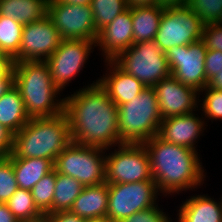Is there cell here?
I'll return each instance as SVG.
<instances>
[{
    "instance_id": "6da1fadb",
    "label": "cell",
    "mask_w": 222,
    "mask_h": 222,
    "mask_svg": "<svg viewBox=\"0 0 222 222\" xmlns=\"http://www.w3.org/2000/svg\"><path fill=\"white\" fill-rule=\"evenodd\" d=\"M64 113L71 142L108 152L123 144L118 130V106L97 80L64 97Z\"/></svg>"
},
{
    "instance_id": "7a4b0ae2",
    "label": "cell",
    "mask_w": 222,
    "mask_h": 222,
    "mask_svg": "<svg viewBox=\"0 0 222 222\" xmlns=\"http://www.w3.org/2000/svg\"><path fill=\"white\" fill-rule=\"evenodd\" d=\"M142 144L149 156L153 180L164 197L193 191L204 184L206 173L197 150L166 142L157 135Z\"/></svg>"
},
{
    "instance_id": "3957f363",
    "label": "cell",
    "mask_w": 222,
    "mask_h": 222,
    "mask_svg": "<svg viewBox=\"0 0 222 222\" xmlns=\"http://www.w3.org/2000/svg\"><path fill=\"white\" fill-rule=\"evenodd\" d=\"M13 72L14 86L20 91L29 118L64 112V98L58 97L61 92L53 83L46 61L16 62Z\"/></svg>"
},
{
    "instance_id": "277c9868",
    "label": "cell",
    "mask_w": 222,
    "mask_h": 222,
    "mask_svg": "<svg viewBox=\"0 0 222 222\" xmlns=\"http://www.w3.org/2000/svg\"><path fill=\"white\" fill-rule=\"evenodd\" d=\"M70 142L69 123L64 112L51 117L30 118L22 129L13 134L10 156L55 161Z\"/></svg>"
},
{
    "instance_id": "5b68a950",
    "label": "cell",
    "mask_w": 222,
    "mask_h": 222,
    "mask_svg": "<svg viewBox=\"0 0 222 222\" xmlns=\"http://www.w3.org/2000/svg\"><path fill=\"white\" fill-rule=\"evenodd\" d=\"M161 121L155 90L146 86L131 101L118 106L120 141L142 144L158 134Z\"/></svg>"
},
{
    "instance_id": "8992f818",
    "label": "cell",
    "mask_w": 222,
    "mask_h": 222,
    "mask_svg": "<svg viewBox=\"0 0 222 222\" xmlns=\"http://www.w3.org/2000/svg\"><path fill=\"white\" fill-rule=\"evenodd\" d=\"M103 148L70 142L54 161L56 173L71 176L83 186L106 182L105 153Z\"/></svg>"
},
{
    "instance_id": "52a82bcc",
    "label": "cell",
    "mask_w": 222,
    "mask_h": 222,
    "mask_svg": "<svg viewBox=\"0 0 222 222\" xmlns=\"http://www.w3.org/2000/svg\"><path fill=\"white\" fill-rule=\"evenodd\" d=\"M113 61L147 87H153L171 75L166 54L155 40L133 44Z\"/></svg>"
},
{
    "instance_id": "ba28073f",
    "label": "cell",
    "mask_w": 222,
    "mask_h": 222,
    "mask_svg": "<svg viewBox=\"0 0 222 222\" xmlns=\"http://www.w3.org/2000/svg\"><path fill=\"white\" fill-rule=\"evenodd\" d=\"M108 195L106 217L112 222H121L134 213L158 205L157 199L160 192L152 179L108 184Z\"/></svg>"
},
{
    "instance_id": "9c48e42d",
    "label": "cell",
    "mask_w": 222,
    "mask_h": 222,
    "mask_svg": "<svg viewBox=\"0 0 222 222\" xmlns=\"http://www.w3.org/2000/svg\"><path fill=\"white\" fill-rule=\"evenodd\" d=\"M105 154L106 183L152 180L148 153L143 144L123 143Z\"/></svg>"
},
{
    "instance_id": "30bf717a",
    "label": "cell",
    "mask_w": 222,
    "mask_h": 222,
    "mask_svg": "<svg viewBox=\"0 0 222 222\" xmlns=\"http://www.w3.org/2000/svg\"><path fill=\"white\" fill-rule=\"evenodd\" d=\"M204 23L186 5L164 8L155 43L163 52L201 40Z\"/></svg>"
},
{
    "instance_id": "8fae6325",
    "label": "cell",
    "mask_w": 222,
    "mask_h": 222,
    "mask_svg": "<svg viewBox=\"0 0 222 222\" xmlns=\"http://www.w3.org/2000/svg\"><path fill=\"white\" fill-rule=\"evenodd\" d=\"M93 47H97L95 41L62 39L59 47L46 60L53 83L61 92L83 70L94 51Z\"/></svg>"
},
{
    "instance_id": "7c38bea8",
    "label": "cell",
    "mask_w": 222,
    "mask_h": 222,
    "mask_svg": "<svg viewBox=\"0 0 222 222\" xmlns=\"http://www.w3.org/2000/svg\"><path fill=\"white\" fill-rule=\"evenodd\" d=\"M62 39H83L97 41L91 5L58 3L49 0L48 14Z\"/></svg>"
},
{
    "instance_id": "4fadbf2b",
    "label": "cell",
    "mask_w": 222,
    "mask_h": 222,
    "mask_svg": "<svg viewBox=\"0 0 222 222\" xmlns=\"http://www.w3.org/2000/svg\"><path fill=\"white\" fill-rule=\"evenodd\" d=\"M207 50L202 40L170 48L165 54L171 75L198 92L203 90L207 86L205 73Z\"/></svg>"
},
{
    "instance_id": "5bb4252c",
    "label": "cell",
    "mask_w": 222,
    "mask_h": 222,
    "mask_svg": "<svg viewBox=\"0 0 222 222\" xmlns=\"http://www.w3.org/2000/svg\"><path fill=\"white\" fill-rule=\"evenodd\" d=\"M62 38L46 16L33 23L24 25L21 45L14 63L23 61H46L59 47Z\"/></svg>"
},
{
    "instance_id": "9a60e30c",
    "label": "cell",
    "mask_w": 222,
    "mask_h": 222,
    "mask_svg": "<svg viewBox=\"0 0 222 222\" xmlns=\"http://www.w3.org/2000/svg\"><path fill=\"white\" fill-rule=\"evenodd\" d=\"M162 120L199 109V92L170 75L153 86ZM198 108V109H196Z\"/></svg>"
},
{
    "instance_id": "2e32d148",
    "label": "cell",
    "mask_w": 222,
    "mask_h": 222,
    "mask_svg": "<svg viewBox=\"0 0 222 222\" xmlns=\"http://www.w3.org/2000/svg\"><path fill=\"white\" fill-rule=\"evenodd\" d=\"M132 25L131 8H127L99 31L96 46L105 61L115 60L134 44Z\"/></svg>"
},
{
    "instance_id": "e0dca14e",
    "label": "cell",
    "mask_w": 222,
    "mask_h": 222,
    "mask_svg": "<svg viewBox=\"0 0 222 222\" xmlns=\"http://www.w3.org/2000/svg\"><path fill=\"white\" fill-rule=\"evenodd\" d=\"M205 125L204 117L200 118L194 112L168 117L161 121L157 136L166 142L196 150L195 144L203 136Z\"/></svg>"
},
{
    "instance_id": "ac0fdd59",
    "label": "cell",
    "mask_w": 222,
    "mask_h": 222,
    "mask_svg": "<svg viewBox=\"0 0 222 222\" xmlns=\"http://www.w3.org/2000/svg\"><path fill=\"white\" fill-rule=\"evenodd\" d=\"M105 75L97 79L110 99L120 106L136 97L146 86L134 76L126 73L114 61H105ZM107 63V64H106ZM109 72V73H108Z\"/></svg>"
},
{
    "instance_id": "d6986e66",
    "label": "cell",
    "mask_w": 222,
    "mask_h": 222,
    "mask_svg": "<svg viewBox=\"0 0 222 222\" xmlns=\"http://www.w3.org/2000/svg\"><path fill=\"white\" fill-rule=\"evenodd\" d=\"M193 195L180 205L178 222H222V197L220 201L208 194Z\"/></svg>"
},
{
    "instance_id": "ffe728a7",
    "label": "cell",
    "mask_w": 222,
    "mask_h": 222,
    "mask_svg": "<svg viewBox=\"0 0 222 222\" xmlns=\"http://www.w3.org/2000/svg\"><path fill=\"white\" fill-rule=\"evenodd\" d=\"M108 183L84 186L70 212L84 219L106 217L108 209Z\"/></svg>"
},
{
    "instance_id": "44dd1931",
    "label": "cell",
    "mask_w": 222,
    "mask_h": 222,
    "mask_svg": "<svg viewBox=\"0 0 222 222\" xmlns=\"http://www.w3.org/2000/svg\"><path fill=\"white\" fill-rule=\"evenodd\" d=\"M48 4L49 0H0V15L26 25L44 19Z\"/></svg>"
},
{
    "instance_id": "7402d4cb",
    "label": "cell",
    "mask_w": 222,
    "mask_h": 222,
    "mask_svg": "<svg viewBox=\"0 0 222 222\" xmlns=\"http://www.w3.org/2000/svg\"><path fill=\"white\" fill-rule=\"evenodd\" d=\"M12 165L18 188L29 191L54 170V161L46 158H12Z\"/></svg>"
},
{
    "instance_id": "603a6c76",
    "label": "cell",
    "mask_w": 222,
    "mask_h": 222,
    "mask_svg": "<svg viewBox=\"0 0 222 222\" xmlns=\"http://www.w3.org/2000/svg\"><path fill=\"white\" fill-rule=\"evenodd\" d=\"M163 10L159 5L131 8L134 44L155 39Z\"/></svg>"
},
{
    "instance_id": "cb8c5ba5",
    "label": "cell",
    "mask_w": 222,
    "mask_h": 222,
    "mask_svg": "<svg viewBox=\"0 0 222 222\" xmlns=\"http://www.w3.org/2000/svg\"><path fill=\"white\" fill-rule=\"evenodd\" d=\"M30 120L26 114L20 91L13 87L0 98V125L13 134L22 129Z\"/></svg>"
},
{
    "instance_id": "d4e9b609",
    "label": "cell",
    "mask_w": 222,
    "mask_h": 222,
    "mask_svg": "<svg viewBox=\"0 0 222 222\" xmlns=\"http://www.w3.org/2000/svg\"><path fill=\"white\" fill-rule=\"evenodd\" d=\"M84 186L71 176L56 173L52 208L46 214L69 211Z\"/></svg>"
},
{
    "instance_id": "484cf974",
    "label": "cell",
    "mask_w": 222,
    "mask_h": 222,
    "mask_svg": "<svg viewBox=\"0 0 222 222\" xmlns=\"http://www.w3.org/2000/svg\"><path fill=\"white\" fill-rule=\"evenodd\" d=\"M6 204L19 222H29L44 216L35 205L29 190L18 188Z\"/></svg>"
},
{
    "instance_id": "4316f807",
    "label": "cell",
    "mask_w": 222,
    "mask_h": 222,
    "mask_svg": "<svg viewBox=\"0 0 222 222\" xmlns=\"http://www.w3.org/2000/svg\"><path fill=\"white\" fill-rule=\"evenodd\" d=\"M23 27L21 23L0 15V51L13 59L19 53Z\"/></svg>"
},
{
    "instance_id": "83f0119b",
    "label": "cell",
    "mask_w": 222,
    "mask_h": 222,
    "mask_svg": "<svg viewBox=\"0 0 222 222\" xmlns=\"http://www.w3.org/2000/svg\"><path fill=\"white\" fill-rule=\"evenodd\" d=\"M90 5L98 32L128 8L126 0H92Z\"/></svg>"
},
{
    "instance_id": "f1b7e54d",
    "label": "cell",
    "mask_w": 222,
    "mask_h": 222,
    "mask_svg": "<svg viewBox=\"0 0 222 222\" xmlns=\"http://www.w3.org/2000/svg\"><path fill=\"white\" fill-rule=\"evenodd\" d=\"M55 184L56 171L52 170L31 189L34 203L44 215L52 208Z\"/></svg>"
},
{
    "instance_id": "f546056e",
    "label": "cell",
    "mask_w": 222,
    "mask_h": 222,
    "mask_svg": "<svg viewBox=\"0 0 222 222\" xmlns=\"http://www.w3.org/2000/svg\"><path fill=\"white\" fill-rule=\"evenodd\" d=\"M187 6L204 24L219 23L222 19V0H188Z\"/></svg>"
},
{
    "instance_id": "4dcf8cb0",
    "label": "cell",
    "mask_w": 222,
    "mask_h": 222,
    "mask_svg": "<svg viewBox=\"0 0 222 222\" xmlns=\"http://www.w3.org/2000/svg\"><path fill=\"white\" fill-rule=\"evenodd\" d=\"M201 93L204 94V98L199 99V102L203 101L201 104L199 103V110L203 111L201 116L203 115L204 119L211 121L222 120V90L205 87L199 92V95H202Z\"/></svg>"
},
{
    "instance_id": "1f68e13d",
    "label": "cell",
    "mask_w": 222,
    "mask_h": 222,
    "mask_svg": "<svg viewBox=\"0 0 222 222\" xmlns=\"http://www.w3.org/2000/svg\"><path fill=\"white\" fill-rule=\"evenodd\" d=\"M17 189L12 157H0V203H6Z\"/></svg>"
},
{
    "instance_id": "d6a6232c",
    "label": "cell",
    "mask_w": 222,
    "mask_h": 222,
    "mask_svg": "<svg viewBox=\"0 0 222 222\" xmlns=\"http://www.w3.org/2000/svg\"><path fill=\"white\" fill-rule=\"evenodd\" d=\"M158 205L150 207L148 209L139 211L137 213L132 214L131 216L125 218L121 222H172L171 217Z\"/></svg>"
},
{
    "instance_id": "836d02e7",
    "label": "cell",
    "mask_w": 222,
    "mask_h": 222,
    "mask_svg": "<svg viewBox=\"0 0 222 222\" xmlns=\"http://www.w3.org/2000/svg\"><path fill=\"white\" fill-rule=\"evenodd\" d=\"M201 40L208 50L222 51V25L219 23L204 24Z\"/></svg>"
},
{
    "instance_id": "e575fe53",
    "label": "cell",
    "mask_w": 222,
    "mask_h": 222,
    "mask_svg": "<svg viewBox=\"0 0 222 222\" xmlns=\"http://www.w3.org/2000/svg\"><path fill=\"white\" fill-rule=\"evenodd\" d=\"M222 69V51L207 50L205 56V73L208 81Z\"/></svg>"
},
{
    "instance_id": "d590c367",
    "label": "cell",
    "mask_w": 222,
    "mask_h": 222,
    "mask_svg": "<svg viewBox=\"0 0 222 222\" xmlns=\"http://www.w3.org/2000/svg\"><path fill=\"white\" fill-rule=\"evenodd\" d=\"M13 148V133L0 125V157H8Z\"/></svg>"
},
{
    "instance_id": "8d00e7d4",
    "label": "cell",
    "mask_w": 222,
    "mask_h": 222,
    "mask_svg": "<svg viewBox=\"0 0 222 222\" xmlns=\"http://www.w3.org/2000/svg\"><path fill=\"white\" fill-rule=\"evenodd\" d=\"M50 222H85L86 219L79 217L70 211H61L53 214H45Z\"/></svg>"
},
{
    "instance_id": "74e56055",
    "label": "cell",
    "mask_w": 222,
    "mask_h": 222,
    "mask_svg": "<svg viewBox=\"0 0 222 222\" xmlns=\"http://www.w3.org/2000/svg\"><path fill=\"white\" fill-rule=\"evenodd\" d=\"M14 68V59L8 55L2 53L0 55V81L5 79Z\"/></svg>"
},
{
    "instance_id": "f35d334b",
    "label": "cell",
    "mask_w": 222,
    "mask_h": 222,
    "mask_svg": "<svg viewBox=\"0 0 222 222\" xmlns=\"http://www.w3.org/2000/svg\"><path fill=\"white\" fill-rule=\"evenodd\" d=\"M0 222H19L6 203H0Z\"/></svg>"
},
{
    "instance_id": "ab89813d",
    "label": "cell",
    "mask_w": 222,
    "mask_h": 222,
    "mask_svg": "<svg viewBox=\"0 0 222 222\" xmlns=\"http://www.w3.org/2000/svg\"><path fill=\"white\" fill-rule=\"evenodd\" d=\"M14 85V72L12 71L5 79L0 81V98Z\"/></svg>"
},
{
    "instance_id": "60d3db41",
    "label": "cell",
    "mask_w": 222,
    "mask_h": 222,
    "mask_svg": "<svg viewBox=\"0 0 222 222\" xmlns=\"http://www.w3.org/2000/svg\"><path fill=\"white\" fill-rule=\"evenodd\" d=\"M128 8L150 7L157 5V0H126Z\"/></svg>"
},
{
    "instance_id": "b9f144b4",
    "label": "cell",
    "mask_w": 222,
    "mask_h": 222,
    "mask_svg": "<svg viewBox=\"0 0 222 222\" xmlns=\"http://www.w3.org/2000/svg\"><path fill=\"white\" fill-rule=\"evenodd\" d=\"M187 3L188 0H157V5L163 8L182 7L186 6Z\"/></svg>"
},
{
    "instance_id": "7bdbcfd3",
    "label": "cell",
    "mask_w": 222,
    "mask_h": 222,
    "mask_svg": "<svg viewBox=\"0 0 222 222\" xmlns=\"http://www.w3.org/2000/svg\"><path fill=\"white\" fill-rule=\"evenodd\" d=\"M206 87L222 90V69L208 81Z\"/></svg>"
},
{
    "instance_id": "ee69618b",
    "label": "cell",
    "mask_w": 222,
    "mask_h": 222,
    "mask_svg": "<svg viewBox=\"0 0 222 222\" xmlns=\"http://www.w3.org/2000/svg\"><path fill=\"white\" fill-rule=\"evenodd\" d=\"M58 3H67L75 5H90L92 0H55Z\"/></svg>"
},
{
    "instance_id": "f6af8a7d",
    "label": "cell",
    "mask_w": 222,
    "mask_h": 222,
    "mask_svg": "<svg viewBox=\"0 0 222 222\" xmlns=\"http://www.w3.org/2000/svg\"><path fill=\"white\" fill-rule=\"evenodd\" d=\"M85 222H112L108 217L86 219Z\"/></svg>"
},
{
    "instance_id": "bcb514c9",
    "label": "cell",
    "mask_w": 222,
    "mask_h": 222,
    "mask_svg": "<svg viewBox=\"0 0 222 222\" xmlns=\"http://www.w3.org/2000/svg\"><path fill=\"white\" fill-rule=\"evenodd\" d=\"M29 222H50V221H49V218L46 215H44L43 217H41L37 220H33V221H29Z\"/></svg>"
}]
</instances>
